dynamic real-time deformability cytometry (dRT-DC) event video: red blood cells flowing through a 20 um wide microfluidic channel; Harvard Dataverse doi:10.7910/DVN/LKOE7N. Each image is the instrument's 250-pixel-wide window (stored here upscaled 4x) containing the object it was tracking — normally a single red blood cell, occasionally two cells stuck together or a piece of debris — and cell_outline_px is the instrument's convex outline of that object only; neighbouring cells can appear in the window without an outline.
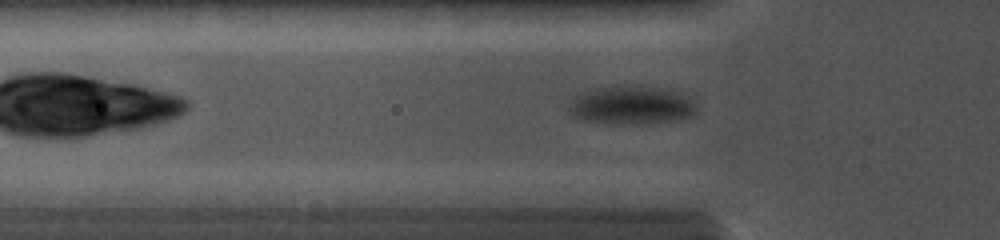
{"species": "common noctule bat (a hibernating species)", "species_latin": "Nyctalus noctula", "temperature_condition": "cold", "stored_images_in_passage": 19, "camera_frame_rate_fps": 5000, "um_per_image_px": 0.085, "animal": {"sex": "female", "body_mass_g": 19.0, "forearm_length_mm": 56.7}, "frame": {"image": 1, "passage_image": 5, "time_ms": 1.6, "image_size_px": [1000, 240], "cell_outline_px": [[696, 116], [676, 120], [648, 124], [632, 124], [580, 120], [572, 116], [568, 108], [572, 96], [580, 92], [612, 84], [640, 84], [664, 88], [680, 92], [688, 96], [696, 104]], "centroid_in_image_um": [53.68, 8.9], "position_along_channel_um": 72.1, "area_um2": 29.71}}
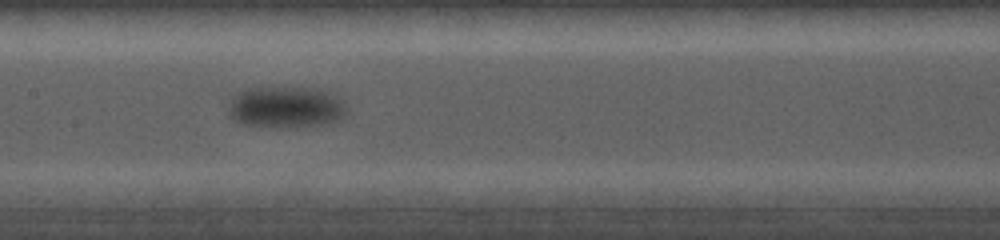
{"frame": {"image": 2, "passage_image": 12, "time_ms": 4.4, "image_size_px": [1000, 240], "cell_outline_px": [[348, 112], [344, 116], [336, 120], [324, 124], [288, 128], [272, 128], [244, 124], [228, 116], [228, 108], [232, 96], [236, 92], [244, 88], [312, 88], [336, 92], [348, 108]], "centroid_in_image_um": [24.31, 9.11], "position_along_channel_um": 183.1, "area_um2": 29.25}}
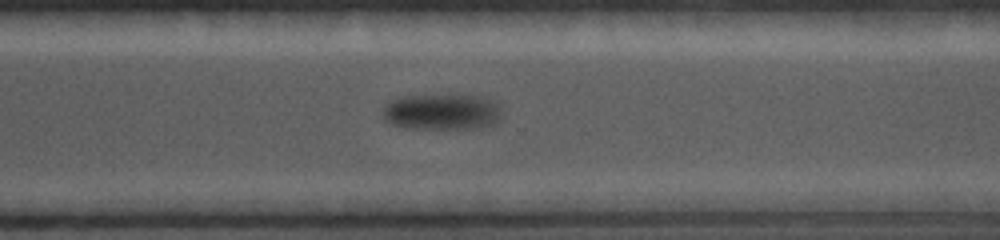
{"frame": {"image": 3, "passage_image": 19, "time_ms": 8.2, "image_size_px": [1000, 240], "cell_outline_px": [[500, 120], [496, 124], [484, 128], [404, 128], [392, 124], [384, 120], [380, 112], [384, 104], [392, 100], [404, 96], [484, 96], [496, 104], [500, 108]], "centroid_in_image_um": [37.53, 9.53], "position_along_channel_um": 333.1, "area_um2": 25.03}}